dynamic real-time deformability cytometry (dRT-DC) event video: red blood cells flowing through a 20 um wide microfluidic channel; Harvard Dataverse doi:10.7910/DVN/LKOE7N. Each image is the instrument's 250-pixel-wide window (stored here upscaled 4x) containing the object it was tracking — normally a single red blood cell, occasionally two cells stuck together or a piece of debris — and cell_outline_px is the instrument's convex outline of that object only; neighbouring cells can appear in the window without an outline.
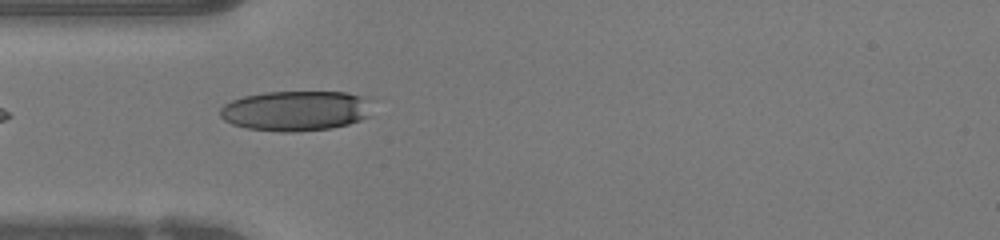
{"species": "human", "species_latin": "Homo sapiens", "temperature_condition": "warm", "stored_images_in_passage": 9, "camera_frame_rate_fps": 3000, "um_per_image_px": 0.085, "donor": {"sex": "female"}, "frame": {"image": 1, "passage_image": 1, "time_ms": 0.0, "image_size_px": [1000, 240], "cell_outline_px": [[368, 116], [360, 120], [348, 124], [332, 128], [292, 132], [280, 132], [248, 128], [232, 124], [224, 120], [220, 116], [220, 108], [224, 104], [232, 100], [244, 96], [264, 92], [348, 92], [364, 96]], "centroid_in_image_um": [25.07, 9.42], "position_along_channel_um": 59.9, "area_um2": 35.26}}
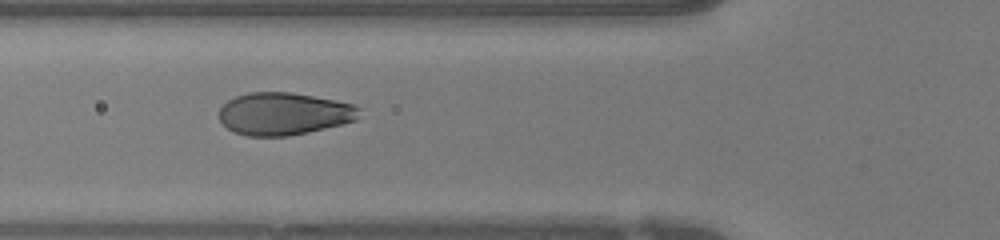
{"frame": {"image": 2, "passage_image": 4, "time_ms": 1.0, "image_size_px": [1000, 240], "cell_outline_px": [[360, 108], [356, 120], [308, 132], [288, 136], [248, 136], [232, 132], [220, 120], [220, 108], [228, 100], [236, 96], [248, 92], [292, 92], [336, 100], [356, 104]], "centroid_in_image_um": [24.12, 9.66], "position_along_channel_um": 101.7, "area_um2": 34.68}}
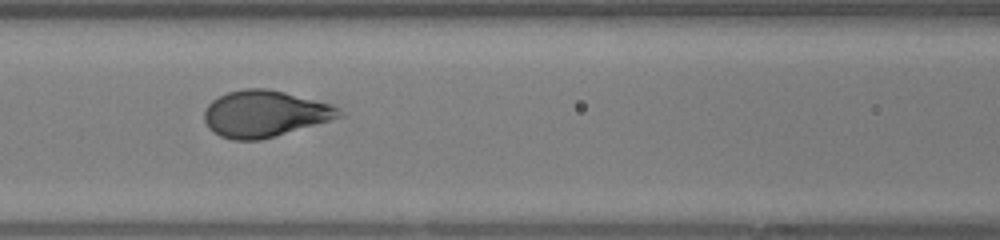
{"frame": {"image": 3, "passage_image": 7, "time_ms": 2.0, "image_size_px": [1000, 240], "cell_outline_px": [[340, 116], [328, 120], [276, 136], [260, 140], [232, 140], [220, 136], [212, 132], [208, 128], [204, 120], [204, 112], [208, 104], [212, 100], [228, 92], [244, 88], [268, 88], [284, 92], [328, 104], [336, 108]], "centroid_in_image_um": [22.38, 9.67], "position_along_channel_um": 144.2, "area_um2": 35.89}}